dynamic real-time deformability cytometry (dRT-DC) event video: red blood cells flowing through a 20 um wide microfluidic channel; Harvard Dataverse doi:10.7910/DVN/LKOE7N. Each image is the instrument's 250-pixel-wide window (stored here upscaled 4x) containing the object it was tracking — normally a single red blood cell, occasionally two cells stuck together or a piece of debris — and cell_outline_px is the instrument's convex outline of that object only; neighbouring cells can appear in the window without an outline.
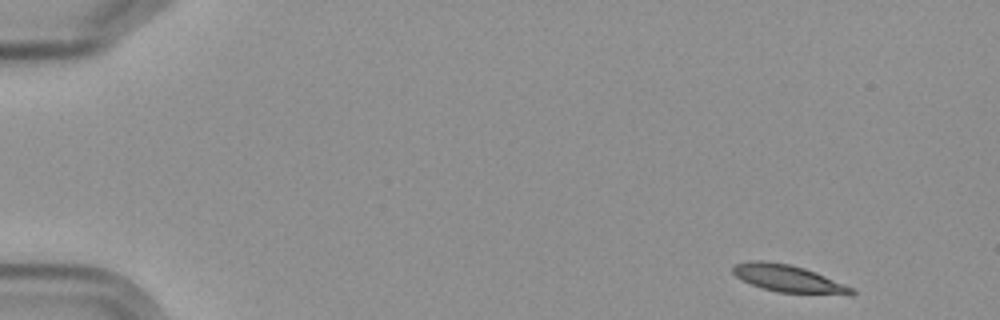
{"species": "Egyptian fruit bat (a non-hibernating species)", "species_latin": "Rousettus aegyptiacus", "temperature_condition": "cold", "stored_images_in_passage": 5, "camera_frame_rate_fps": 3000, "um_per_image_px": 0.085, "frame": {"image": 1, "passage_image": 1, "time_ms": 0.0, "image_size_px": [1000, 320], "cell_outline_px": [[856, 292], [776, 292], [752, 284], [736, 276], [732, 272], [732, 268], [736, 264], [748, 260], [764, 260], [788, 264], [804, 268], [816, 272], [852, 288]], "centroid_in_image_um": [66.83, 23.61], "position_along_channel_um": 18.2, "area_um2": 17.74}}
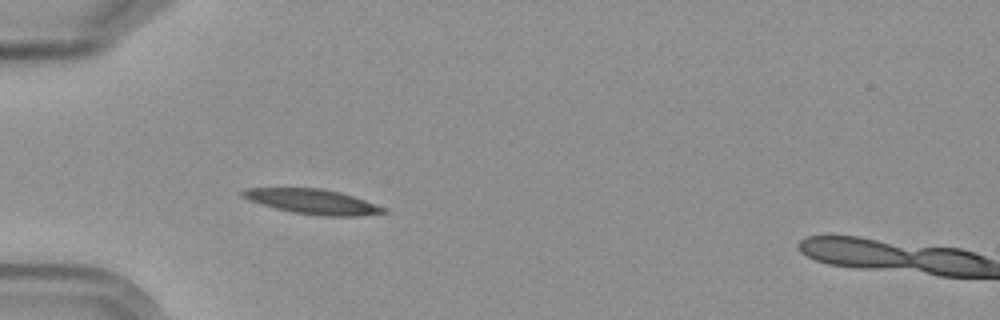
{"frame": {"image": 2, "passage_image": 4, "time_ms": 4.333, "image_size_px": [1000, 320], "cell_outline_px": [[388, 212], [360, 216], [320, 216], [292, 212], [260, 204], [248, 200], [240, 196], [240, 192], [244, 188], [320, 188], [340, 192], [364, 200], [384, 208]], "centroid_in_image_um": [26.51, 17.13], "position_along_channel_um": 58.5, "area_um2": 20.35}}